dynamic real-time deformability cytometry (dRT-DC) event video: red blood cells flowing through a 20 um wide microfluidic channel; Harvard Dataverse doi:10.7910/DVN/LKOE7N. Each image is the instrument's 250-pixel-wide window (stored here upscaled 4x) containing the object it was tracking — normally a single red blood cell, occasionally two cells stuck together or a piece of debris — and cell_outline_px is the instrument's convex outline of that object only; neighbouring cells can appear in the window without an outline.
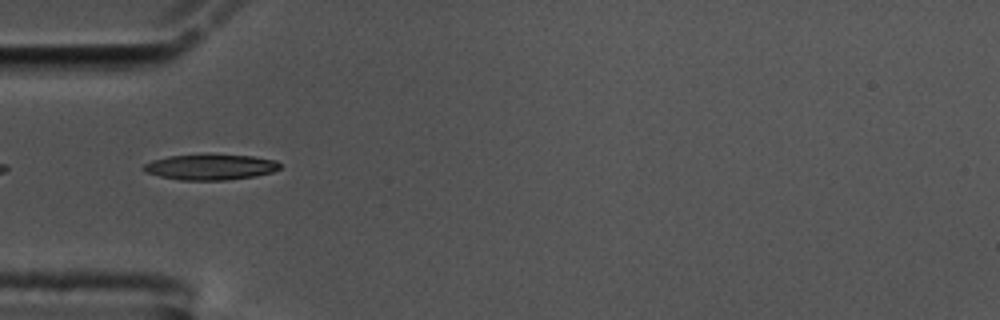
{"species": "common noctule bat (a hibernating species)", "species_latin": "Nyctalus noctula", "temperature_condition": "cold", "stored_images_in_passage": 42, "camera_frame_rate_fps": 3000, "um_per_image_px": 0.085, "animal": {"sex": "male", "body_mass_g": 17.5, "forearm_length_mm": 52.3}, "frame": {"image": 1, "passage_image": 3, "time_ms": 0.667, "image_size_px": [1000, 320], "cell_outline_px": [[280, 168], [272, 172], [256, 176], [224, 180], [180, 180], [160, 176], [144, 172], [140, 168], [144, 164], [152, 160], [168, 156], [252, 156], [276, 160], [280, 164]], "centroid_in_image_um": [17.86, 14.22], "position_along_channel_um": 67.1, "area_um2": 19.88}}
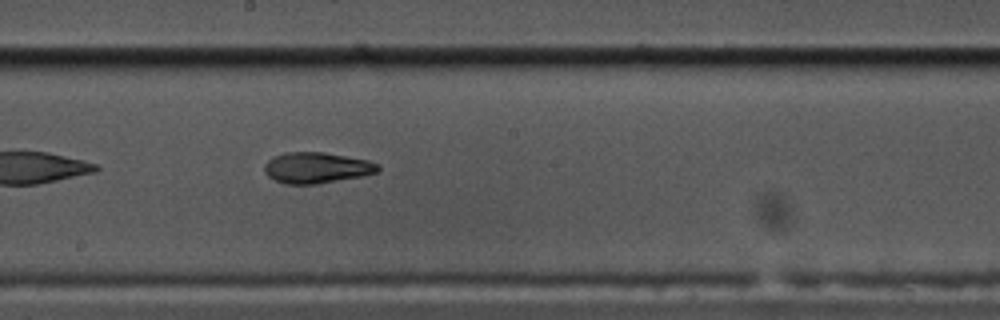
{"frame": {"image": 2, "passage_image": 16, "time_ms": 5.0, "image_size_px": [1000, 320], "cell_outline_px": [[380, 168], [376, 172], [364, 176], [316, 184], [284, 184], [268, 176], [264, 172], [264, 164], [272, 156], [284, 152], [324, 152], [368, 160], [380, 164]], "centroid_in_image_um": [26.9, 14.25], "position_along_channel_um": 221.3, "area_um2": 20.63}}
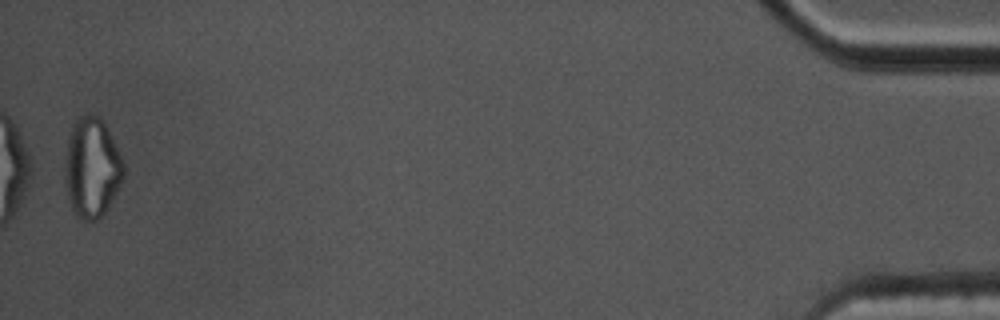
{"frame": {"image": 3, "passage_image": 41, "time_ms": 13.333, "image_size_px": [1000, 320], "cell_outline_px": [[124, 176], [116, 192], [104, 212], [96, 220], [80, 220], [76, 216], [72, 208], [68, 196], [64, 164], [68, 140], [72, 128], [76, 120], [80, 116], [96, 116], [104, 120], [124, 164]], "centroid_in_image_um": [7.81, 14.26], "position_along_channel_um": 427.4, "area_um2": 33.52}, "authors_computed_cell_mechanics": {"area_um2": 20.5479, "velocity_mm_per_s": 3.5656, "shape_relaxation_time_tau1_ms": 5.235, "shape_relaxation_time_tau2_ms": 4.1136, "deformation_change_tau1": 0.1816, "deformation_change_tau2": 0.124}}